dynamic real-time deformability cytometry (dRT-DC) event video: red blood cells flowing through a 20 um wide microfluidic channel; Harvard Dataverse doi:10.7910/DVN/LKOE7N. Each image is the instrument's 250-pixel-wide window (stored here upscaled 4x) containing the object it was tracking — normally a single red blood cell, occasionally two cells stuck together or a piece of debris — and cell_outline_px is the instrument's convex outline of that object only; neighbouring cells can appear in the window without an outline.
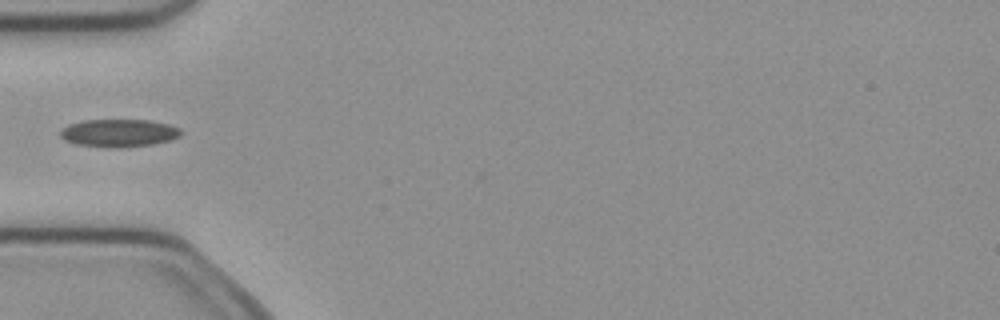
{"species": "common noctule bat (a hibernating species)", "species_latin": "Nyctalus noctula", "temperature_condition": "cold", "stored_images_in_passage": 5, "camera_frame_rate_fps": 3000, "um_per_image_px": 0.085, "animal": {"sex": "female", "body_mass_g": 21.9}, "frame": {"image": 1, "passage_image": 4, "time_ms": 1.0, "image_size_px": [1000, 320], "cell_outline_px": [[184, 132], [180, 136], [172, 140], [152, 144], [124, 148], [108, 148], [76, 144], [64, 140], [60, 136], [60, 132], [68, 124], [80, 120], [148, 120], [168, 124], [180, 128]], "centroid_in_image_um": [10.12, 11.31], "position_along_channel_um": 74.9, "area_um2": 19.83}}